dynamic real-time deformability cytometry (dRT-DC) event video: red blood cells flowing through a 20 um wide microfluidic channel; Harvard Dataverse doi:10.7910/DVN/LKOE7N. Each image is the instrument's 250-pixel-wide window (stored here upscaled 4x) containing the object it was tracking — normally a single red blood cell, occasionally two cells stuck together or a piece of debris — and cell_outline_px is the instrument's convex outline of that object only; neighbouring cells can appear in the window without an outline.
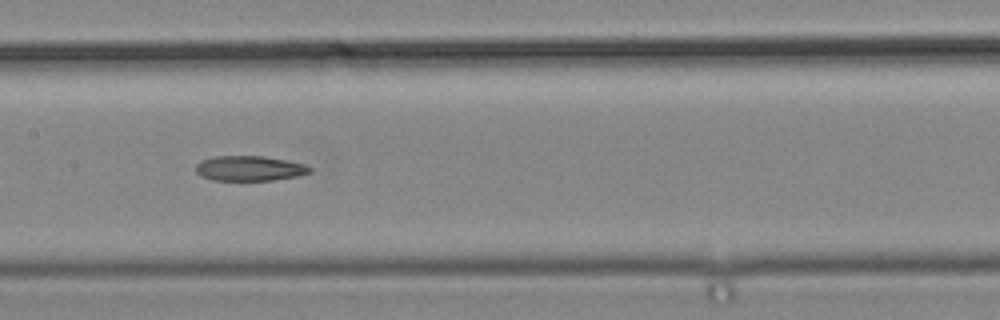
{"species": "common noctule bat (a hibernating species)", "species_latin": "Nyctalus noctula", "temperature_condition": "cold", "stored_images_in_passage": 36, "camera_frame_rate_fps": 3000, "um_per_image_px": 0.085, "animal": {"sex": "male", "body_mass_g": 19.2, "forearm_length_mm": 51.8}, "frame": {"image": 1, "passage_image": 11, "time_ms": 3.333, "image_size_px": [1000, 320], "cell_outline_px": [[312, 172], [296, 176], [272, 180], [212, 180], [200, 176], [196, 172], [196, 164], [204, 160], [216, 156], [264, 156], [304, 164], [312, 168]], "centroid_in_image_um": [21.2, 14.31], "position_along_channel_um": 186.2, "area_um2": 16.47}}